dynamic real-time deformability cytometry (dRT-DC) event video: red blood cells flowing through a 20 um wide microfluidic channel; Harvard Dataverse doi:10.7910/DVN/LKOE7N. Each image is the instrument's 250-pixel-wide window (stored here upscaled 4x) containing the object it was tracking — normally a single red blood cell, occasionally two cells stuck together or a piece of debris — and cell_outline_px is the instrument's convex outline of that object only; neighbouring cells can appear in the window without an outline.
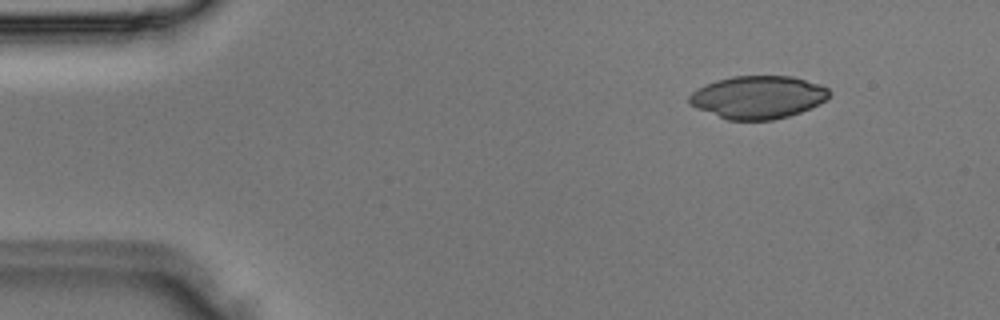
{"species": "Egyptian fruit bat (a non-hibernating species)", "species_latin": "Rousettus aegyptiacus", "temperature_condition": "room temperature", "stored_images_in_passage": 2, "camera_frame_rate_fps": 3000, "um_per_image_px": 0.085, "animal": {"sex": "male"}, "frame": {"image": 1, "passage_image": 1, "time_ms": 0.0, "image_size_px": [1000, 320], "cell_outline_px": [[832, 92], [820, 104], [800, 112], [788, 116], [772, 120], [728, 120], [696, 108], [688, 104], [688, 96], [692, 92], [704, 84], [716, 80], [732, 76], [792, 76], [820, 84], [828, 88]], "centroid_in_image_um": [64.41, 8.26], "position_along_channel_um": 20.6, "area_um2": 35.08}}